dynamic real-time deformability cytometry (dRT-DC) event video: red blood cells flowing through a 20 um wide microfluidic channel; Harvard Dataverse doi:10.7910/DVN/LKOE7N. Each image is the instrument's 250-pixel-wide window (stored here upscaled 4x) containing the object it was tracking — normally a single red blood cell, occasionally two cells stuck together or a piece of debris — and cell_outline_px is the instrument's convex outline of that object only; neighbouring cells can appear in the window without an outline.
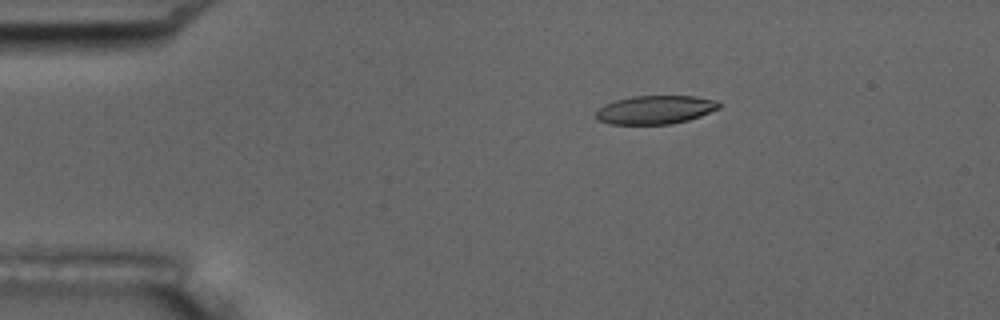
{"species": "common noctule bat (a hibernating species)", "species_latin": "Nyctalus noctula", "temperature_condition": "room temperature", "stored_images_in_passage": 7, "camera_frame_rate_fps": 3000, "um_per_image_px": 0.085, "animal": {"sex": "male", "body_mass_g": 17.5, "forearm_length_mm": 52.3}, "frame": {"image": 1, "passage_image": 4, "time_ms": 3.333, "image_size_px": [1000, 320], "cell_outline_px": [[720, 108], [700, 116], [688, 120], [672, 124], [608, 124], [596, 120], [596, 112], [604, 104], [616, 100], [632, 96], [696, 96], [716, 100], [720, 104]], "centroid_in_image_um": [55.69, 9.33], "position_along_channel_um": 29.3, "area_um2": 20.52}}